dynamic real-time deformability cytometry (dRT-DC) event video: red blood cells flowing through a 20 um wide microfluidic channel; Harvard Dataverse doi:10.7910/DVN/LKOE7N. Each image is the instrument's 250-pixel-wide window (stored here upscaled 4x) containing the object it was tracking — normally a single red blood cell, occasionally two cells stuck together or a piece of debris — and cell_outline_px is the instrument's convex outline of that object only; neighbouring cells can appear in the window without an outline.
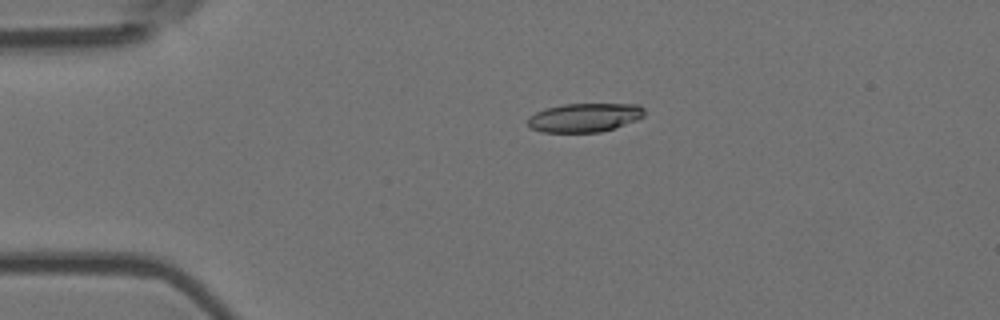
{"species": "Egyptian fruit bat (a non-hibernating species)", "species_latin": "Rousettus aegyptiacus", "temperature_condition": "room temperature", "stored_images_in_passage": 4, "camera_frame_rate_fps": 3000, "um_per_image_px": 0.085, "animal": {"sex": "female"}, "frame": {"image": 1, "passage_image": 3, "time_ms": 0.667, "image_size_px": [1000, 320], "cell_outline_px": [[644, 116], [636, 120], [600, 132], [544, 132], [532, 128], [528, 124], [528, 116], [544, 108], [564, 104], [640, 104], [644, 108]], "centroid_in_image_um": [49.68, 9.98], "position_along_channel_um": 35.3, "area_um2": 19.48}}